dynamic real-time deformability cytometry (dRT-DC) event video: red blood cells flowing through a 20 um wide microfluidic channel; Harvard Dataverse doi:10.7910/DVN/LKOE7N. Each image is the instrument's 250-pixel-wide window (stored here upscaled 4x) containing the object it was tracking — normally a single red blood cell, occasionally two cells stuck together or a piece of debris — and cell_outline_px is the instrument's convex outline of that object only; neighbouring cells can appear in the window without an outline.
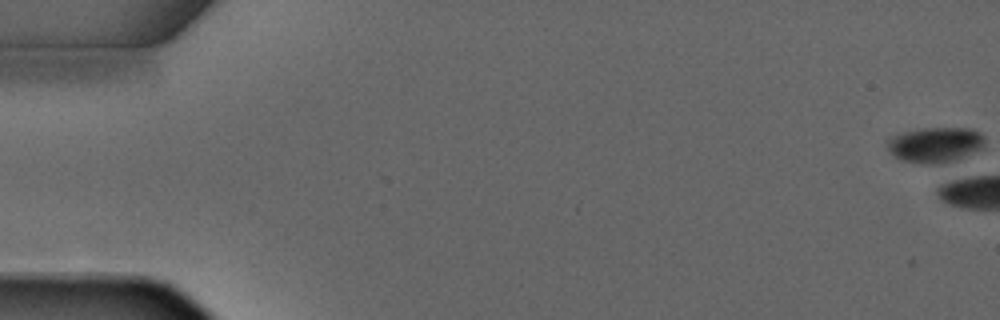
{"species": "common noctule bat (a hibernating species)", "species_latin": "Nyctalus noctula", "temperature_condition": "warm", "stored_images_in_passage": 5, "camera_frame_rate_fps": 3000, "um_per_image_px": 0.085, "animal": {"sex": "male", "forearm_length_mm": 52.5}, "frame": {"image": 1, "passage_image": 1, "time_ms": 0.0, "image_size_px": [1000, 320], "cell_outline_px": [[984, 148], [956, 160], [940, 164], [920, 164], [900, 160], [884, 144], [892, 136], [904, 132], [920, 128], [972, 128], [980, 132], [984, 136]], "centroid_in_image_um": [79.51, 12.31], "position_along_channel_um": 5.5, "area_um2": 20.35}}